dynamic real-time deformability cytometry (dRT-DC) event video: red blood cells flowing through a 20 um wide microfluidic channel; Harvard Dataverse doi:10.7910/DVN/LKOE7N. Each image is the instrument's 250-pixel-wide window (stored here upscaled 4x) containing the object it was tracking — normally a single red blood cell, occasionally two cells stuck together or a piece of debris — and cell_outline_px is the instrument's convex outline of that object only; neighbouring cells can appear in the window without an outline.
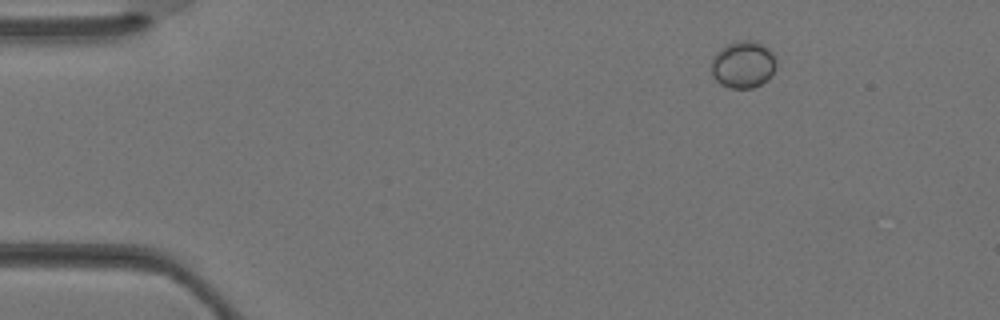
{"species": "Egyptian fruit bat (a non-hibernating species)", "species_latin": "Rousettus aegyptiacus", "temperature_condition": "warm", "stored_images_in_passage": 2, "camera_frame_rate_fps": 3000, "um_per_image_px": 0.085, "animal": {"sex": "female"}, "frame": {"image": 1, "passage_image": 1, "time_ms": 0.0, "image_size_px": [1000, 320], "cell_outline_px": [[776, 68], [768, 80], [752, 88], [728, 88], [720, 84], [712, 76], [712, 56], [720, 48], [728, 44], [740, 40], [752, 40], [768, 48], [772, 52], [776, 60]], "centroid_in_image_um": [63.16, 5.49], "position_along_channel_um": 21.8, "area_um2": 17.92}}